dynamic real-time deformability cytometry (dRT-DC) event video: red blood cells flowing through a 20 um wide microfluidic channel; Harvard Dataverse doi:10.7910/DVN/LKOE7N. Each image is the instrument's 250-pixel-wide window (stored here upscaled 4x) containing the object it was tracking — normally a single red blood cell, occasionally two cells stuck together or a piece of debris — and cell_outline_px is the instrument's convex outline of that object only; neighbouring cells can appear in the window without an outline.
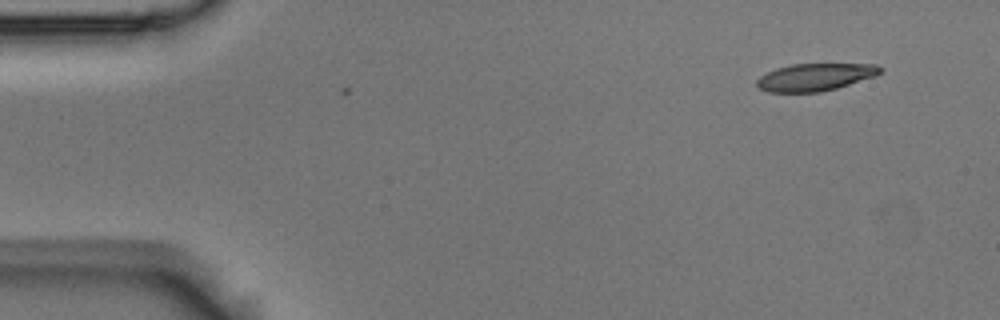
{"species": "Egyptian fruit bat (a non-hibernating species)", "species_latin": "Rousettus aegyptiacus", "temperature_condition": "room temperature", "stored_images_in_passage": 4, "camera_frame_rate_fps": 3000, "um_per_image_px": 0.085, "animal": {"sex": "male"}, "frame": {"image": 1, "passage_image": 1, "time_ms": 0.0, "image_size_px": [1000, 320], "cell_outline_px": [[884, 68], [876, 76], [836, 88], [820, 92], [768, 92], [760, 88], [756, 84], [756, 80], [760, 76], [776, 68], [792, 64], [876, 64]], "centroid_in_image_um": [69.29, 6.55], "position_along_channel_um": 15.7, "area_um2": 19.65}}
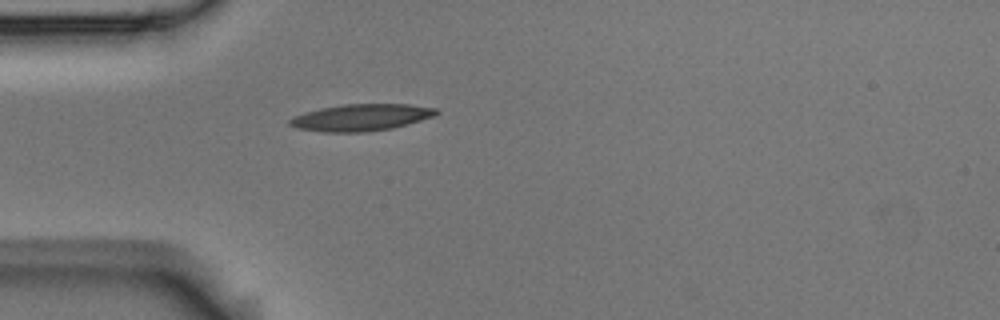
{"frame": {"image": 2, "passage_image": 4, "time_ms": 1.0, "image_size_px": [1000, 320], "cell_outline_px": [[440, 112], [436, 116], [392, 128], [364, 132], [324, 132], [296, 128], [288, 124], [288, 120], [296, 116], [320, 108], [344, 104], [408, 104], [436, 108]], "centroid_in_image_um": [30.73, 9.98], "position_along_channel_um": 54.3, "area_um2": 22.77}}